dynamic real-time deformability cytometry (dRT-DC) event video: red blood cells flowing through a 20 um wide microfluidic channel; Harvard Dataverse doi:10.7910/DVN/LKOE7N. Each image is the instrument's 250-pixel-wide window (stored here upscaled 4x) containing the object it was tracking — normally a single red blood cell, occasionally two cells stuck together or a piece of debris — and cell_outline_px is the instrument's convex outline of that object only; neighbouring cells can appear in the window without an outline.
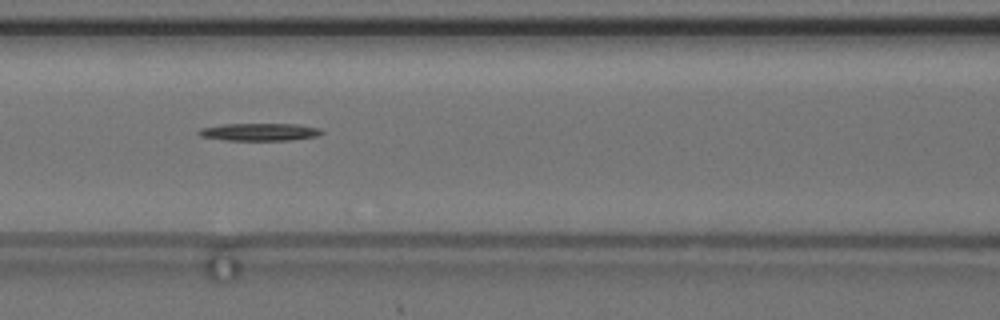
{"species": "common noctule bat (a hibernating species)", "species_latin": "Nyctalus noctula", "temperature_condition": "cold", "stored_images_in_passage": 42, "camera_frame_rate_fps": 3000, "um_per_image_px": 0.085, "animal": {"sex": "female", "body_mass_g": 24.6, "forearm_length_mm": 56.2}, "frame": {"image": 1, "passage_image": 15, "time_ms": 4.667, "image_size_px": [1000, 320], "cell_outline_px": [[324, 132], [316, 136], [288, 140], [224, 140], [200, 136], [196, 132], [200, 128], [224, 124], [296, 124], [320, 128]], "centroid_in_image_um": [22.02, 11.21], "position_along_channel_um": 144.6, "area_um2": 12.48}}
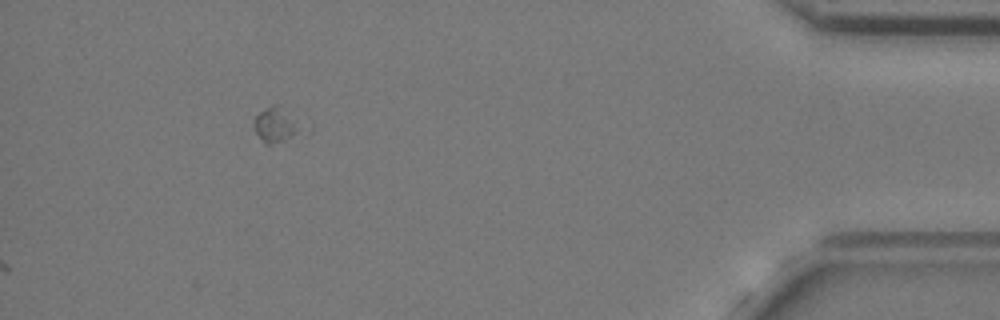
{"frame": {"image": 2, "passage_image": 42, "time_ms": 13.667, "image_size_px": [1000, 320], "cell_outline_px": [[312, 132], [284, 140], [268, 144], [264, 144], [256, 132], [252, 124], [252, 120], [260, 112], [272, 104], [280, 104], [312, 120]], "centroid_in_image_um": [23.83, 10.55], "position_along_channel_um": 411.4, "area_um2": 11.79}, "authors_computed_cell_mechanics": {"area_um2": 11.8779, "velocity_mm_per_s": 3.6078, "shape_relaxation_time_tau1_ms": 2.2351, "shape_relaxation_time_tau2_ms": null, "deformation_change_tau1": 0.0491, "deformation_change_tau2": null}}